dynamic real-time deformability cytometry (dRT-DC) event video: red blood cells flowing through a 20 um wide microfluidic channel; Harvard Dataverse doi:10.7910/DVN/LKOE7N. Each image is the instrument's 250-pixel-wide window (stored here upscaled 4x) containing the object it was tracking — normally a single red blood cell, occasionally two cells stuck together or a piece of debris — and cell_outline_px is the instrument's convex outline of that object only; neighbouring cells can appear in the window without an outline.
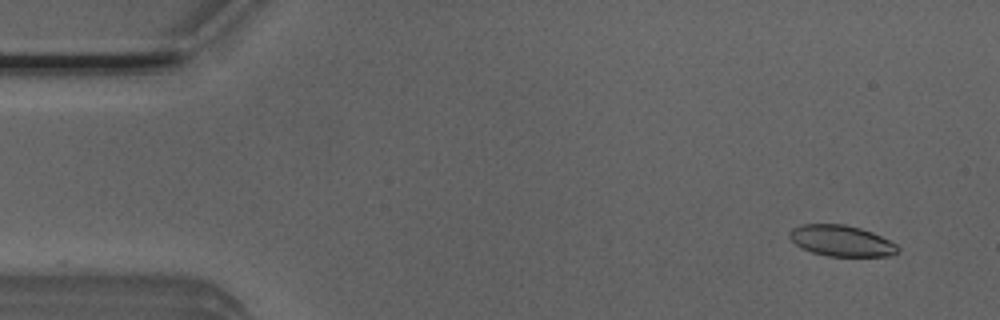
{"species": "Egyptian fruit bat (a non-hibernating species)", "species_latin": "Rousettus aegyptiacus", "temperature_condition": "room temperature", "stored_images_in_passage": 4, "camera_frame_rate_fps": 3000, "um_per_image_px": 0.085, "animal": {"sex": "male"}, "frame": {"image": 1, "passage_image": 1, "time_ms": 0.0, "image_size_px": [1000, 320], "cell_outline_px": [[900, 248], [892, 256], [828, 256], [812, 252], [800, 248], [788, 236], [788, 232], [792, 228], [800, 224], [844, 224], [860, 228], [872, 232], [896, 244]], "centroid_in_image_um": [71.48, 20.46], "position_along_channel_um": 13.5, "area_um2": 19.59}}